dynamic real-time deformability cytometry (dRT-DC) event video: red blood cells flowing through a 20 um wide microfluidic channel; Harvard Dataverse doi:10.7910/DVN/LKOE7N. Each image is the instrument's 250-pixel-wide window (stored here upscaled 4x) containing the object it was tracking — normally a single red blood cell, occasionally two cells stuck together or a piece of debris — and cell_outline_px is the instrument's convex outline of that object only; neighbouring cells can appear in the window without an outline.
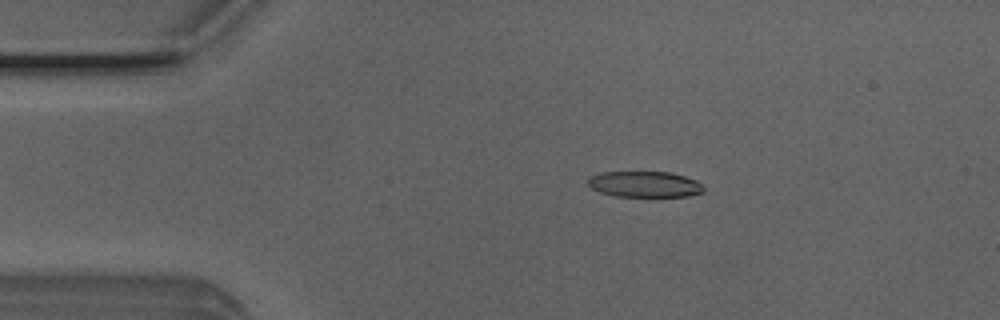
{"species": "Egyptian fruit bat (a non-hibernating species)", "species_latin": "Rousettus aegyptiacus", "temperature_condition": "room temperature", "stored_images_in_passage": 53, "camera_frame_rate_fps": 3000, "um_per_image_px": 0.085, "animal": {"sex": "male"}, "frame": {"image": 1, "passage_image": 10, "time_ms": 3.0, "image_size_px": [1000, 320], "cell_outline_px": [[704, 192], [688, 196], [616, 196], [600, 192], [592, 188], [588, 184], [588, 180], [592, 176], [600, 172], [668, 172], [684, 176], [696, 180], [704, 184]], "centroid_in_image_um": [54.83, 15.66], "position_along_channel_um": 30.2, "area_um2": 17.4}}
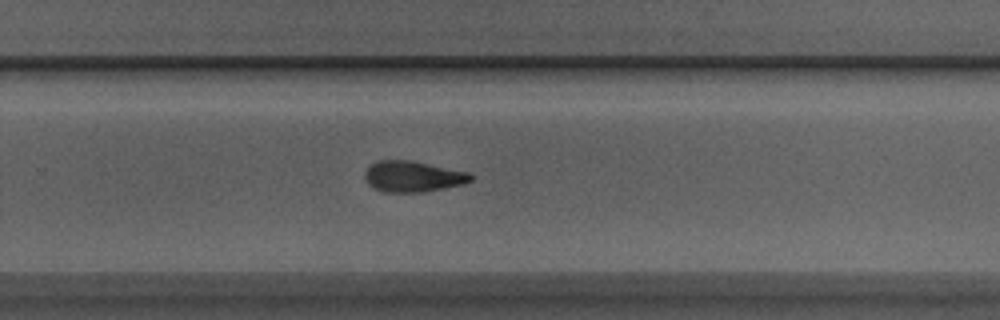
{"frame": {"image": 2, "passage_image": 34, "time_ms": 11.0, "image_size_px": [1000, 320], "cell_outline_px": [[472, 180], [464, 184], [420, 192], [384, 192], [372, 188], [368, 184], [364, 176], [364, 172], [372, 164], [380, 160], [408, 160], [468, 172], [472, 176]], "centroid_in_image_um": [35.05, 15.01], "position_along_channel_um": 294.7, "area_um2": 18.84}}
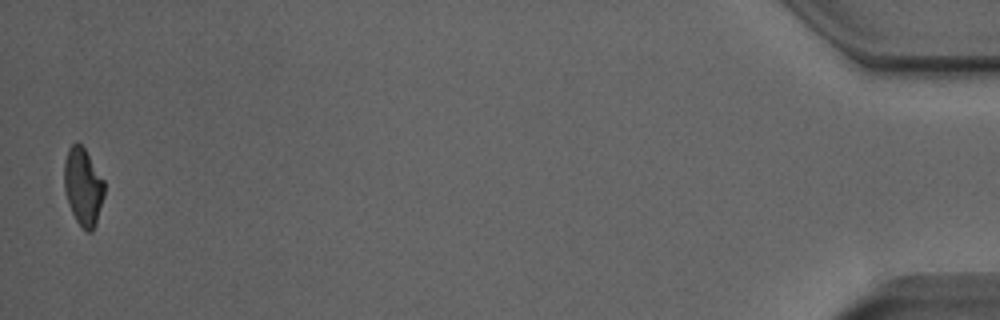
{"frame": {"image": 3, "passage_image": 52, "time_ms": 17.0, "image_size_px": [1000, 320], "cell_outline_px": [[104, 196], [96, 224], [92, 232], [88, 232], [76, 220], [68, 204], [64, 192], [64, 160], [68, 148], [72, 144], [80, 144], [84, 148], [104, 180]], "centroid_in_image_um": [7.05, 15.87], "position_along_channel_um": 428.1, "area_um2": 18.09}, "authors_computed_cell_mechanics": {"area_um2": 18.9006, "velocity_mm_per_s": 3.8948, "shape_relaxation_time_tau1_ms": 10.1659, "shape_relaxation_time_tau2_ms": 10.2994, "deformation_change_tau1": 0.2237, "deformation_change_tau2": 0.2391}}